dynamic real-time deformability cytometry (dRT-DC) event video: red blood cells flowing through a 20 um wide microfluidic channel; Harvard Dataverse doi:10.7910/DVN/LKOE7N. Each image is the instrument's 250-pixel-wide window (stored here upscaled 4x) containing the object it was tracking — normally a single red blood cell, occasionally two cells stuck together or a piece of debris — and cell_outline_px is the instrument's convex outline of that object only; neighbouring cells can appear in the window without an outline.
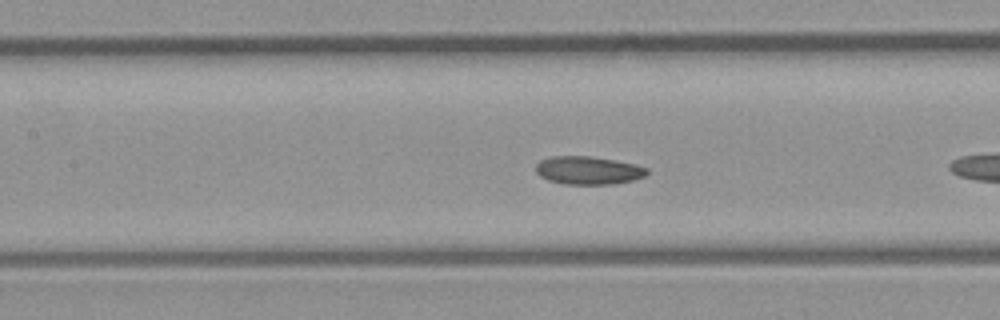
{"species": "common noctule bat (a hibernating species)", "species_latin": "Nyctalus noctula", "temperature_condition": "room temperature", "stored_images_in_passage": 9, "camera_frame_rate_fps": 3000, "um_per_image_px": 0.085, "animal": {"sex": "male", "body_mass_g": 23.1, "forearm_length_mm": 52.7}, "frame": {"image": 1, "passage_image": 8, "time_ms": 2.333, "image_size_px": [1000, 320], "cell_outline_px": [[648, 172], [644, 176], [632, 180], [612, 184], [564, 184], [548, 180], [540, 176], [536, 172], [536, 164], [540, 160], [552, 156], [592, 156], [616, 160], [636, 164], [648, 168]], "centroid_in_image_um": [49.99, 14.47], "position_along_channel_um": 157.4, "area_um2": 18.26}}